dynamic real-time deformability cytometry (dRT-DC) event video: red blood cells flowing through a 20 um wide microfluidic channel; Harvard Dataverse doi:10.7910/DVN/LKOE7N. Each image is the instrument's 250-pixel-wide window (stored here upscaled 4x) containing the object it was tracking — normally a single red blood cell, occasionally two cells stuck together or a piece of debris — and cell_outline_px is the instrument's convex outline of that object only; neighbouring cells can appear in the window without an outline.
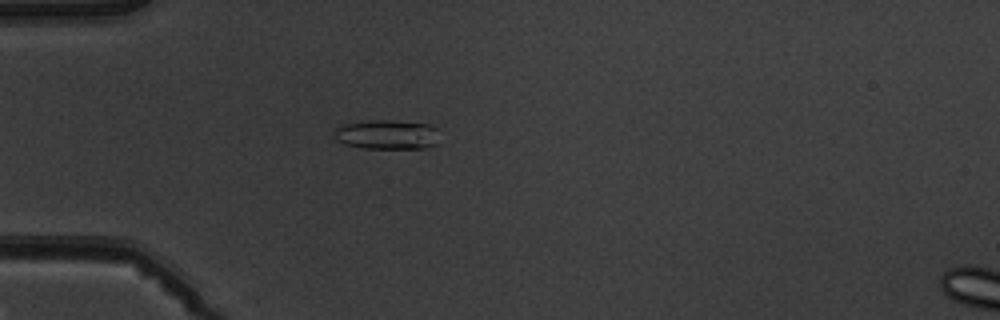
{"species": "common noctule bat (a hibernating species)", "species_latin": "Nyctalus noctula", "temperature_condition": "warm", "stored_images_in_passage": 5, "camera_frame_rate_fps": 3000, "um_per_image_px": 0.085, "animal": {"sex": "male", "body_mass_g": 19.5, "forearm_length_mm": 54.6}, "frame": {"image": 1, "passage_image": 4, "time_ms": 4.333, "image_size_px": [1000, 320], "cell_outline_px": [[440, 128], [436, 144], [424, 148], [364, 148], [344, 144], [336, 140], [332, 132], [336, 128], [348, 124], [372, 120], [392, 120], [428, 124]], "centroid_in_image_um": [32.93, 11.44], "position_along_channel_um": 52.1, "area_um2": 18.15}}